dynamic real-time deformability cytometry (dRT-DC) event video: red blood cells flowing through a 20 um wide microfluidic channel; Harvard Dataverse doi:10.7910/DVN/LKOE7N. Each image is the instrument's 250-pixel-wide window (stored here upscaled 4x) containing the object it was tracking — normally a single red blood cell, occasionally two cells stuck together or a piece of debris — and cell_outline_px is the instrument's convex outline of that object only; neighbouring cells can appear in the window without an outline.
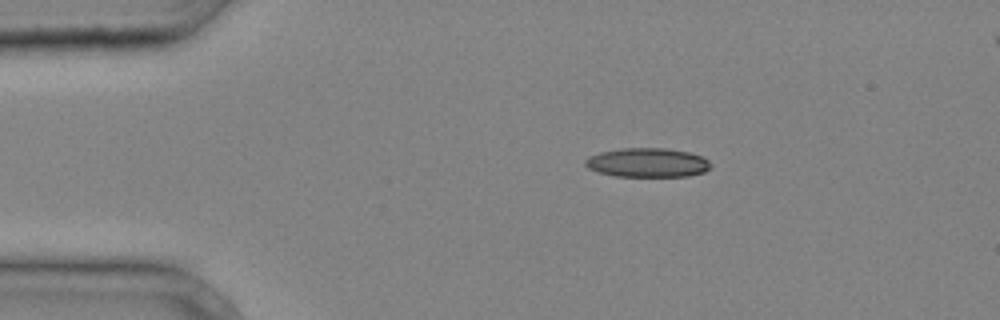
{"species": "common noctule bat (a hibernating species)", "species_latin": "Nyctalus noctula", "temperature_condition": "cold", "stored_images_in_passage": 32, "camera_frame_rate_fps": 3000, "um_per_image_px": 0.085, "animal": {"sex": "male", "body_mass_g": 20.4}, "frame": {"image": 1, "passage_image": 1, "time_ms": 0.0, "image_size_px": [1000, 320], "cell_outline_px": [[712, 164], [704, 172], [688, 176], [616, 176], [596, 172], [588, 168], [584, 164], [584, 160], [588, 156], [600, 152], [620, 148], [664, 148], [688, 152], [700, 156], [708, 160]], "centroid_in_image_um": [54.99, 13.82], "position_along_channel_um": 30.0, "area_um2": 21.33}}
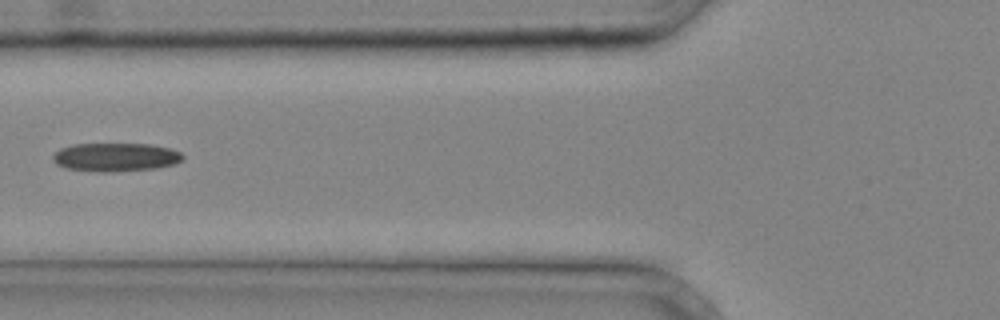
{"frame": {"image": 2, "passage_image": 9, "time_ms": 2.667, "image_size_px": [1000, 320], "cell_outline_px": [[184, 160], [176, 164], [156, 168], [116, 172], [96, 172], [64, 168], [56, 164], [52, 160], [52, 156], [60, 148], [72, 144], [148, 144], [168, 148], [180, 152], [184, 156]], "centroid_in_image_um": [9.81, 13.37], "position_along_channel_um": 116.0, "area_um2": 21.85}}
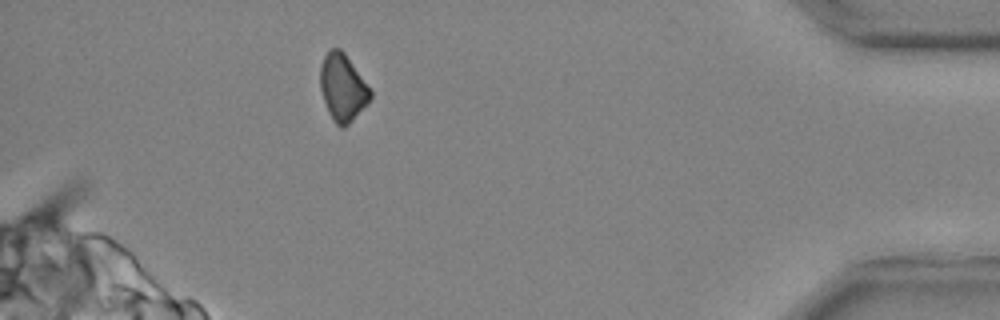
{"frame": {"image": 3, "passage_image": 29, "time_ms": 9.333, "image_size_px": [1000, 320], "cell_outline_px": [[372, 96], [352, 120], [344, 128], [340, 128], [332, 120], [328, 112], [320, 88], [320, 64], [328, 48], [340, 48], [344, 52], [372, 92]], "centroid_in_image_um": [29.08, 7.43], "position_along_channel_um": 406.1, "area_um2": 19.36}}